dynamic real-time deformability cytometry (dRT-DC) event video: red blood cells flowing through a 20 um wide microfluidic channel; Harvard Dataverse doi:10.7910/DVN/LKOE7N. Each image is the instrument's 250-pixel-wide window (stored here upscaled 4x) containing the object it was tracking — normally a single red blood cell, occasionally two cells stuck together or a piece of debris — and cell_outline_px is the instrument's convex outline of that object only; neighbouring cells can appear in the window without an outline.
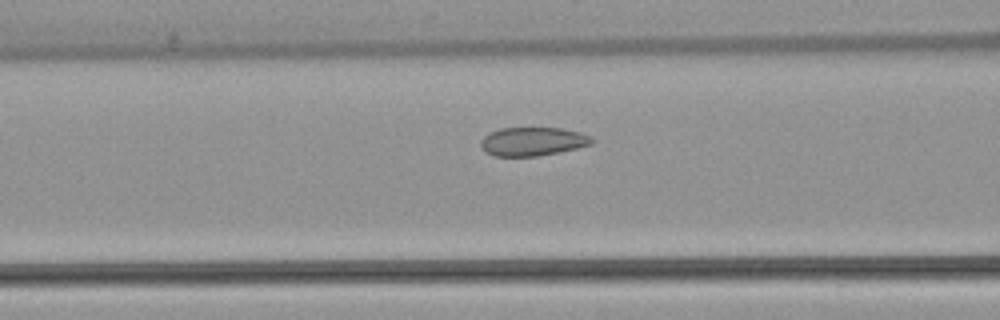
{"species": "common noctule bat (a hibernating species)", "species_latin": "Nyctalus noctula", "temperature_condition": "warm", "stored_images_in_passage": 50, "camera_frame_rate_fps": 3000, "um_per_image_px": 0.085, "animal": {"sex": "female", "body_mass_g": 22.7, "forearm_length_mm": 54.2}, "frame": {"image": 1, "passage_image": 19, "time_ms": 6.0, "image_size_px": [1000, 320], "cell_outline_px": [[596, 140], [592, 144], [560, 152], [536, 156], [496, 156], [484, 152], [480, 144], [480, 140], [484, 136], [500, 128], [560, 128], [580, 132], [592, 136]], "centroid_in_image_um": [45.3, 12.03], "position_along_channel_um": 121.3, "area_um2": 18.61}}
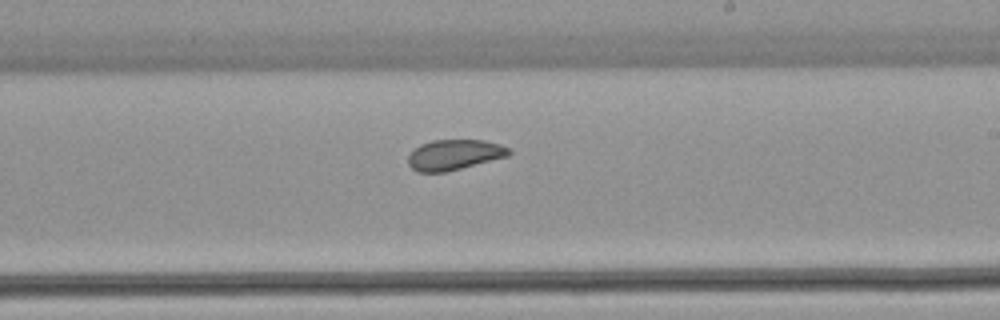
{"frame": {"image": 2, "passage_image": 29, "time_ms": 9.333, "image_size_px": [1000, 320], "cell_outline_px": [[512, 152], [508, 156], [444, 172], [416, 172], [408, 164], [408, 156], [412, 148], [420, 144], [432, 140], [484, 140], [500, 144], [508, 148]], "centroid_in_image_um": [38.57, 13.14], "position_along_channel_um": 250.4, "area_um2": 17.86}}
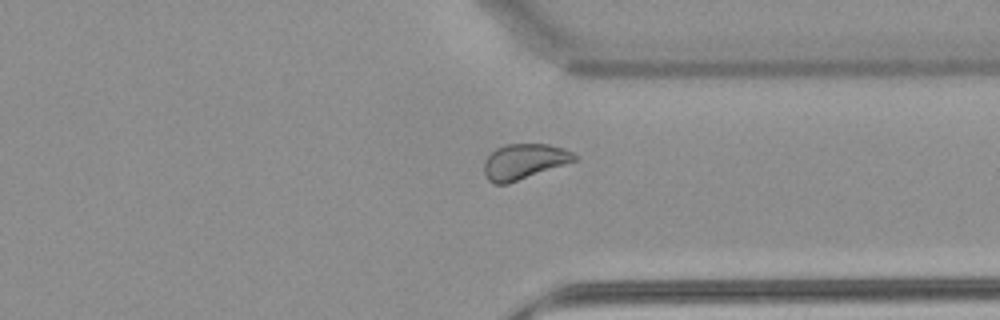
{"frame": {"image": 3, "passage_image": 38, "time_ms": 12.333, "image_size_px": [1000, 320], "cell_outline_px": [[576, 160], [508, 184], [492, 184], [484, 176], [484, 160], [496, 148], [504, 144], [548, 144], [564, 148], [572, 152], [576, 156]], "centroid_in_image_um": [44.5, 13.73], "position_along_channel_um": 366.9, "area_um2": 18.61}, "authors_computed_cell_mechanics": {"area_um2": 20.0855, "velocity_mm_per_s": 3.883, "shape_relaxation_time_tau1_ms": 9.5601, "shape_relaxation_time_tau2_ms": 2.4461, "deformation_change_tau1": 0.0991, "deformation_change_tau2": 0.0497}}